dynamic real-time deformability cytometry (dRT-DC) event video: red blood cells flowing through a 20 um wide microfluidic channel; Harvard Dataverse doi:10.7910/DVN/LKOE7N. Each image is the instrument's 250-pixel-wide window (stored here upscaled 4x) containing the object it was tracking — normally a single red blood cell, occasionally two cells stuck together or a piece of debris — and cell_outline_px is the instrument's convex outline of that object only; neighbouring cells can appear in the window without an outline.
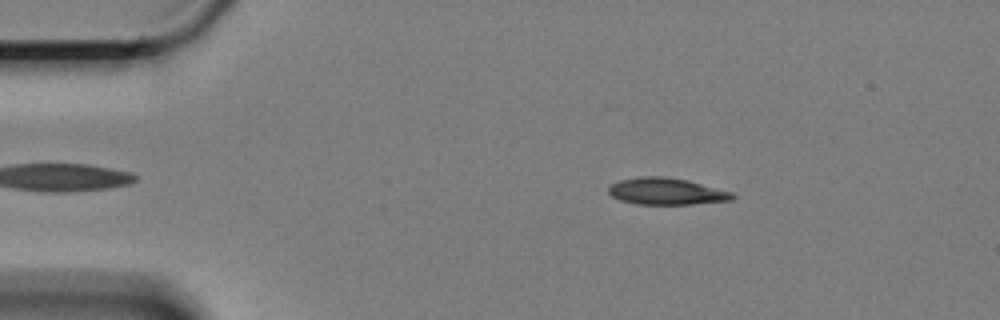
{"species": "Egyptian fruit bat (a non-hibernating species)", "species_latin": "Rousettus aegyptiacus", "temperature_condition": "cold", "stored_images_in_passage": 46, "camera_frame_rate_fps": 3000, "um_per_image_px": 0.085, "animal": {"sex": "female"}, "frame": {"image": 1, "passage_image": 5, "time_ms": 1.333, "image_size_px": [1000, 320], "cell_outline_px": [[736, 196], [732, 200], [692, 204], [636, 204], [620, 200], [612, 196], [608, 192], [608, 188], [612, 184], [620, 180], [640, 176], [664, 176], [688, 180], [732, 192]], "centroid_in_image_um": [56.64, 16.26], "position_along_channel_um": 28.4, "area_um2": 19.31}}
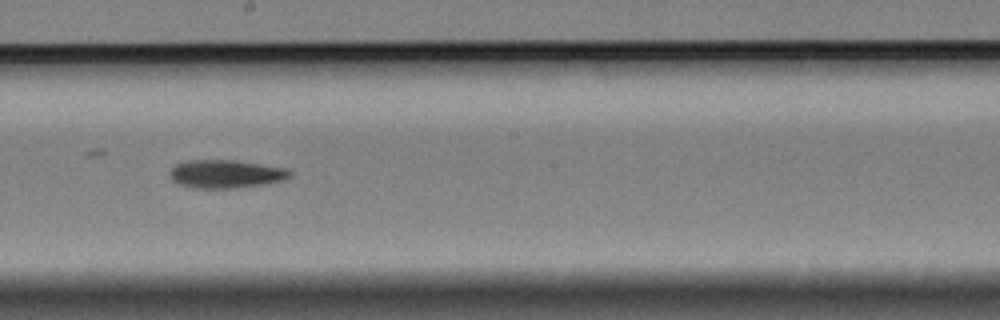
{"frame": {"image": 2, "passage_image": 28, "time_ms": 9.0, "image_size_px": [1000, 320], "cell_outline_px": [[292, 176], [284, 180], [264, 184], [236, 188], [196, 188], [180, 184], [172, 180], [172, 168], [176, 164], [188, 160], [232, 160], [288, 168], [292, 172]], "centroid_in_image_um": [19.26, 14.78], "position_along_channel_um": 228.9, "area_um2": 19.59}}
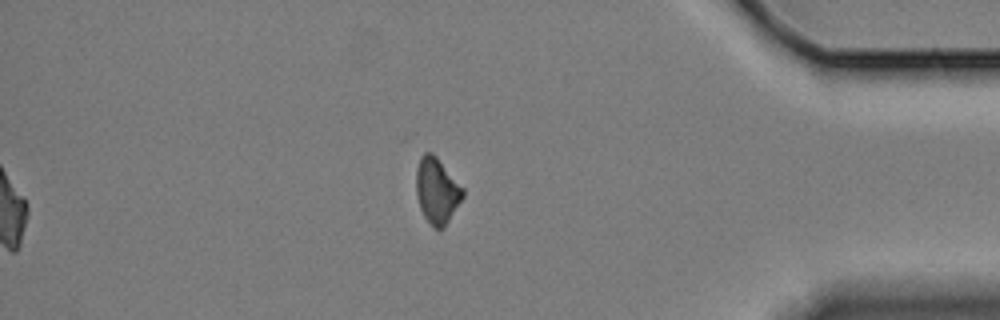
{"frame": {"image": 3, "passage_image": 46, "time_ms": 15.0, "image_size_px": [1000, 320], "cell_outline_px": [[464, 196], [444, 228], [436, 228], [424, 216], [420, 208], [416, 196], [416, 168], [420, 156], [424, 152], [432, 152], [436, 156], [464, 188]], "centroid_in_image_um": [37.13, 16.17], "position_along_channel_um": 398.1, "area_um2": 17.86}, "authors_computed_cell_mechanics": {"area_um2": 19.2474, "velocity_mm_per_s": 3.3343, "shape_relaxation_time_tau1_ms": 7.6987, "shape_relaxation_time_tau2_ms": null, "deformation_change_tau1": 0.1521, "deformation_change_tau2": null}}